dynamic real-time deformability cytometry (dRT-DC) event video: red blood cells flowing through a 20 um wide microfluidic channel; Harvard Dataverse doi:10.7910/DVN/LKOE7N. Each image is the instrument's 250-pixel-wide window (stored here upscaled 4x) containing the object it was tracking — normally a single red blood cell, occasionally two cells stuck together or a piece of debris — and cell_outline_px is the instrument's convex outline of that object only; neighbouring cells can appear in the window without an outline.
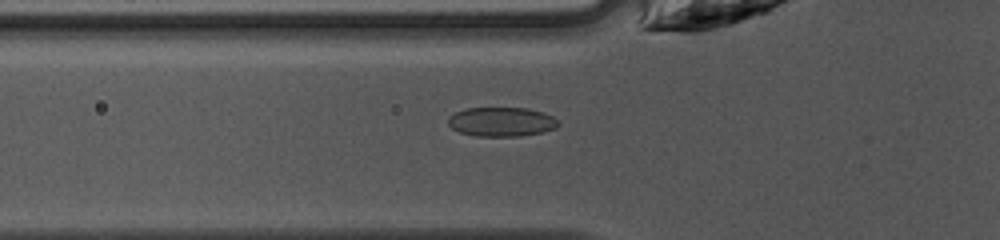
{"species": "common noctule bat (a hibernating species)", "species_latin": "Nyctalus noctula", "temperature_condition": "warm", "stored_images_in_passage": 48, "camera_frame_rate_fps": 3000, "um_per_image_px": 0.085, "animal": {"sex": "female", "body_mass_g": 10.0, "forearm_length_mm": 53.1}, "frame": {"image": 1, "passage_image": 17, "time_ms": 5.333, "image_size_px": [1000, 240], "cell_outline_px": [[560, 124], [556, 128], [544, 132], [520, 136], [476, 136], [460, 132], [452, 128], [448, 124], [448, 116], [464, 108], [528, 108], [544, 112], [552, 116]], "centroid_in_image_um": [42.63, 10.35], "position_along_channel_um": 83.2, "area_um2": 18.9}}
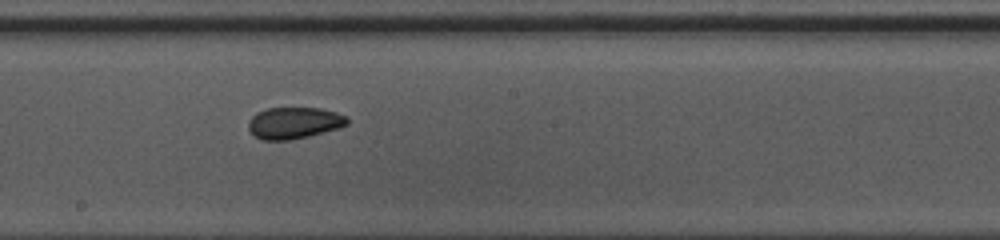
{"frame": {"image": 2, "passage_image": 27, "time_ms": 8.667, "image_size_px": [1000, 240], "cell_outline_px": [[348, 124], [340, 128], [308, 136], [288, 140], [260, 140], [248, 128], [248, 120], [256, 112], [268, 108], [320, 108], [336, 112], [348, 116]], "centroid_in_image_um": [25.0, 10.44], "position_along_channel_um": 223.2, "area_um2": 18.26}}
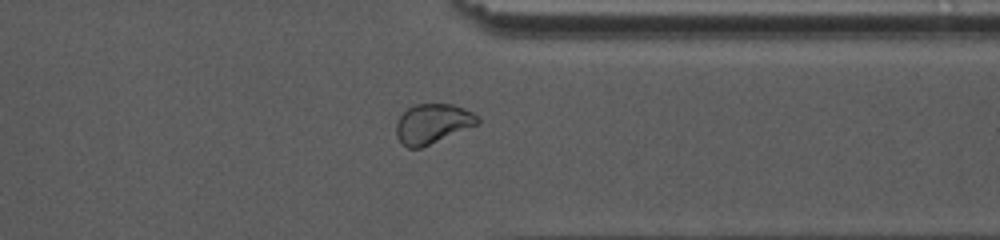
{"frame": {"image": 3, "passage_image": 38, "time_ms": 12.333, "image_size_px": [1000, 240], "cell_outline_px": [[480, 124], [420, 148], [408, 148], [396, 136], [396, 124], [400, 116], [412, 104], [452, 104], [464, 108], [480, 116]], "centroid_in_image_um": [36.8, 10.5], "position_along_channel_um": 374.6, "area_um2": 18.9}, "authors_computed_cell_mechanics": {"area_um2": 18.9006, "velocity_mm_per_s": 4.1658, "shape_relaxation_time_tau1_ms": null, "shape_relaxation_time_tau2_ms": 1.321, "deformation_change_tau1": null, "deformation_change_tau2": 0.0553}}